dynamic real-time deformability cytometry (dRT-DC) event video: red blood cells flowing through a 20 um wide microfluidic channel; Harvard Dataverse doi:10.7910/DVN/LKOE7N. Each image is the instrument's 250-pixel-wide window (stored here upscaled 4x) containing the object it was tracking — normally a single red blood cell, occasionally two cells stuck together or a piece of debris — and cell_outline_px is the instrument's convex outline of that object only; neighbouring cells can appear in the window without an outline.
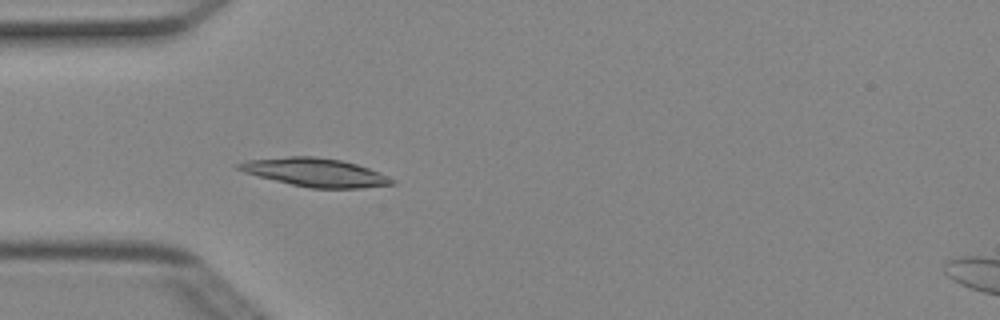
{"species": "Egyptian fruit bat (a non-hibernating species)", "species_latin": "Rousettus aegyptiacus", "temperature_condition": "cold", "stored_images_in_passage": 5, "camera_frame_rate_fps": 3000, "um_per_image_px": 0.085, "animal": {"sex": "female"}, "frame": {"image": 1, "passage_image": 5, "time_ms": 1.333, "image_size_px": [1000, 320], "cell_outline_px": [[396, 184], [360, 188], [312, 188], [292, 184], [244, 172], [236, 168], [236, 164], [248, 160], [288, 156], [312, 156], [340, 160], [356, 164], [380, 172], [396, 180]], "centroid_in_image_um": [26.84, 14.65], "position_along_channel_um": 58.2, "area_um2": 25.09}}